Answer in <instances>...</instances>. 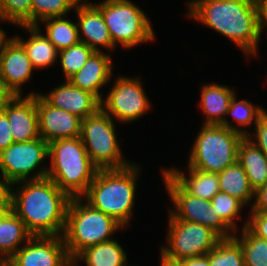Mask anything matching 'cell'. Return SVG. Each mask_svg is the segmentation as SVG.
<instances>
[{"instance_id":"7dc6e473","label":"cell","mask_w":267,"mask_h":266,"mask_svg":"<svg viewBox=\"0 0 267 266\" xmlns=\"http://www.w3.org/2000/svg\"><path fill=\"white\" fill-rule=\"evenodd\" d=\"M77 5H81L82 0H74Z\"/></svg>"},{"instance_id":"8992f818","label":"cell","mask_w":267,"mask_h":266,"mask_svg":"<svg viewBox=\"0 0 267 266\" xmlns=\"http://www.w3.org/2000/svg\"><path fill=\"white\" fill-rule=\"evenodd\" d=\"M245 135L221 125H202L190 150L188 168L220 173L235 164Z\"/></svg>"},{"instance_id":"5bb4252c","label":"cell","mask_w":267,"mask_h":266,"mask_svg":"<svg viewBox=\"0 0 267 266\" xmlns=\"http://www.w3.org/2000/svg\"><path fill=\"white\" fill-rule=\"evenodd\" d=\"M34 94H36L39 133L48 144L54 140L80 136L82 118L52 106L40 93L32 92L28 95Z\"/></svg>"},{"instance_id":"d4e9b609","label":"cell","mask_w":267,"mask_h":266,"mask_svg":"<svg viewBox=\"0 0 267 266\" xmlns=\"http://www.w3.org/2000/svg\"><path fill=\"white\" fill-rule=\"evenodd\" d=\"M32 236L24 222L10 209L0 220L1 256L8 261Z\"/></svg>"},{"instance_id":"3957f363","label":"cell","mask_w":267,"mask_h":266,"mask_svg":"<svg viewBox=\"0 0 267 266\" xmlns=\"http://www.w3.org/2000/svg\"><path fill=\"white\" fill-rule=\"evenodd\" d=\"M138 168L131 163L121 169H99L82 198L127 227L135 203Z\"/></svg>"},{"instance_id":"d6986e66","label":"cell","mask_w":267,"mask_h":266,"mask_svg":"<svg viewBox=\"0 0 267 266\" xmlns=\"http://www.w3.org/2000/svg\"><path fill=\"white\" fill-rule=\"evenodd\" d=\"M111 63L112 58L109 54L102 51L94 52L85 65L68 81L72 85L94 94L102 101L100 89L111 80L113 75V65Z\"/></svg>"},{"instance_id":"ab89813d","label":"cell","mask_w":267,"mask_h":266,"mask_svg":"<svg viewBox=\"0 0 267 266\" xmlns=\"http://www.w3.org/2000/svg\"><path fill=\"white\" fill-rule=\"evenodd\" d=\"M172 266H210L208 254L182 259L171 263Z\"/></svg>"},{"instance_id":"60d3db41","label":"cell","mask_w":267,"mask_h":266,"mask_svg":"<svg viewBox=\"0 0 267 266\" xmlns=\"http://www.w3.org/2000/svg\"><path fill=\"white\" fill-rule=\"evenodd\" d=\"M260 32L267 26V0H256Z\"/></svg>"},{"instance_id":"f1b7e54d","label":"cell","mask_w":267,"mask_h":266,"mask_svg":"<svg viewBox=\"0 0 267 266\" xmlns=\"http://www.w3.org/2000/svg\"><path fill=\"white\" fill-rule=\"evenodd\" d=\"M242 235H233L239 242L245 266H267V241L254 235L247 227H243Z\"/></svg>"},{"instance_id":"9c48e42d","label":"cell","mask_w":267,"mask_h":266,"mask_svg":"<svg viewBox=\"0 0 267 266\" xmlns=\"http://www.w3.org/2000/svg\"><path fill=\"white\" fill-rule=\"evenodd\" d=\"M168 227V246H161L160 249L161 261L167 264L205 255L221 239L210 227L176 219L170 212Z\"/></svg>"},{"instance_id":"52a82bcc","label":"cell","mask_w":267,"mask_h":266,"mask_svg":"<svg viewBox=\"0 0 267 266\" xmlns=\"http://www.w3.org/2000/svg\"><path fill=\"white\" fill-rule=\"evenodd\" d=\"M104 17L113 44L132 48L154 40L155 33L147 15L130 0H105L94 4Z\"/></svg>"},{"instance_id":"ffe728a7","label":"cell","mask_w":267,"mask_h":266,"mask_svg":"<svg viewBox=\"0 0 267 266\" xmlns=\"http://www.w3.org/2000/svg\"><path fill=\"white\" fill-rule=\"evenodd\" d=\"M233 89L219 84H205L201 90V109L206 118L203 125H221L236 131V127L225 118L230 102L235 95Z\"/></svg>"},{"instance_id":"d590c367","label":"cell","mask_w":267,"mask_h":266,"mask_svg":"<svg viewBox=\"0 0 267 266\" xmlns=\"http://www.w3.org/2000/svg\"><path fill=\"white\" fill-rule=\"evenodd\" d=\"M253 136L252 142L267 156V111L257 119Z\"/></svg>"},{"instance_id":"f546056e","label":"cell","mask_w":267,"mask_h":266,"mask_svg":"<svg viewBox=\"0 0 267 266\" xmlns=\"http://www.w3.org/2000/svg\"><path fill=\"white\" fill-rule=\"evenodd\" d=\"M76 7L74 0H32L31 26H37L38 20L65 16Z\"/></svg>"},{"instance_id":"1f68e13d","label":"cell","mask_w":267,"mask_h":266,"mask_svg":"<svg viewBox=\"0 0 267 266\" xmlns=\"http://www.w3.org/2000/svg\"><path fill=\"white\" fill-rule=\"evenodd\" d=\"M266 110L260 106H254L247 100H239L237 101L236 94L232 98L230 102L229 109L227 111V115H232L233 119H235L237 126L236 131L247 136L248 130L245 128L242 130L240 126H251V124H256L257 119L265 112ZM254 121V123H253Z\"/></svg>"},{"instance_id":"9a60e30c","label":"cell","mask_w":267,"mask_h":266,"mask_svg":"<svg viewBox=\"0 0 267 266\" xmlns=\"http://www.w3.org/2000/svg\"><path fill=\"white\" fill-rule=\"evenodd\" d=\"M11 127L14 142H28L40 138L36 94L13 96L2 108Z\"/></svg>"},{"instance_id":"f35d334b","label":"cell","mask_w":267,"mask_h":266,"mask_svg":"<svg viewBox=\"0 0 267 266\" xmlns=\"http://www.w3.org/2000/svg\"><path fill=\"white\" fill-rule=\"evenodd\" d=\"M0 181V208H11L12 184L4 177Z\"/></svg>"},{"instance_id":"e575fe53","label":"cell","mask_w":267,"mask_h":266,"mask_svg":"<svg viewBox=\"0 0 267 266\" xmlns=\"http://www.w3.org/2000/svg\"><path fill=\"white\" fill-rule=\"evenodd\" d=\"M244 223L254 235L267 241V213L251 212V217Z\"/></svg>"},{"instance_id":"83f0119b","label":"cell","mask_w":267,"mask_h":266,"mask_svg":"<svg viewBox=\"0 0 267 266\" xmlns=\"http://www.w3.org/2000/svg\"><path fill=\"white\" fill-rule=\"evenodd\" d=\"M207 254L210 266H245L242 248L234 237L221 238Z\"/></svg>"},{"instance_id":"4316f807","label":"cell","mask_w":267,"mask_h":266,"mask_svg":"<svg viewBox=\"0 0 267 266\" xmlns=\"http://www.w3.org/2000/svg\"><path fill=\"white\" fill-rule=\"evenodd\" d=\"M45 23L46 37L58 51L80 42L77 23L62 17L42 20Z\"/></svg>"},{"instance_id":"d6a6232c","label":"cell","mask_w":267,"mask_h":266,"mask_svg":"<svg viewBox=\"0 0 267 266\" xmlns=\"http://www.w3.org/2000/svg\"><path fill=\"white\" fill-rule=\"evenodd\" d=\"M211 205L215 207L216 213L236 232L237 222L235 218H240V212L245 205L228 193L219 191L212 199Z\"/></svg>"},{"instance_id":"ee69618b","label":"cell","mask_w":267,"mask_h":266,"mask_svg":"<svg viewBox=\"0 0 267 266\" xmlns=\"http://www.w3.org/2000/svg\"><path fill=\"white\" fill-rule=\"evenodd\" d=\"M11 208H0V220Z\"/></svg>"},{"instance_id":"e0dca14e","label":"cell","mask_w":267,"mask_h":266,"mask_svg":"<svg viewBox=\"0 0 267 266\" xmlns=\"http://www.w3.org/2000/svg\"><path fill=\"white\" fill-rule=\"evenodd\" d=\"M41 96L52 106L84 119L101 108V101L92 93L72 85L68 80Z\"/></svg>"},{"instance_id":"7402d4cb","label":"cell","mask_w":267,"mask_h":266,"mask_svg":"<svg viewBox=\"0 0 267 266\" xmlns=\"http://www.w3.org/2000/svg\"><path fill=\"white\" fill-rule=\"evenodd\" d=\"M20 27L30 32V38L25 41L17 35L13 37L23 46L34 69L47 68L56 63L58 50L45 35H42L39 25Z\"/></svg>"},{"instance_id":"277c9868","label":"cell","mask_w":267,"mask_h":266,"mask_svg":"<svg viewBox=\"0 0 267 266\" xmlns=\"http://www.w3.org/2000/svg\"><path fill=\"white\" fill-rule=\"evenodd\" d=\"M48 157L51 166L47 177L70 198L82 197L99 170L91 161L80 136L50 142Z\"/></svg>"},{"instance_id":"44dd1931","label":"cell","mask_w":267,"mask_h":266,"mask_svg":"<svg viewBox=\"0 0 267 266\" xmlns=\"http://www.w3.org/2000/svg\"><path fill=\"white\" fill-rule=\"evenodd\" d=\"M253 139L249 133L243 137L238 148L237 162L243 167L255 191L267 182V156L252 142Z\"/></svg>"},{"instance_id":"603a6c76","label":"cell","mask_w":267,"mask_h":266,"mask_svg":"<svg viewBox=\"0 0 267 266\" xmlns=\"http://www.w3.org/2000/svg\"><path fill=\"white\" fill-rule=\"evenodd\" d=\"M71 261L72 266H77L80 261L86 266H128L125 251L114 239L86 247Z\"/></svg>"},{"instance_id":"7bdbcfd3","label":"cell","mask_w":267,"mask_h":266,"mask_svg":"<svg viewBox=\"0 0 267 266\" xmlns=\"http://www.w3.org/2000/svg\"><path fill=\"white\" fill-rule=\"evenodd\" d=\"M0 20H1V21H6V20L2 19L1 17H0ZM9 40H10V38L8 37V38L6 39V33L4 32V30H3L2 28H0V53L2 52V50H3L4 46H5V44H6Z\"/></svg>"},{"instance_id":"ba28073f","label":"cell","mask_w":267,"mask_h":266,"mask_svg":"<svg viewBox=\"0 0 267 266\" xmlns=\"http://www.w3.org/2000/svg\"><path fill=\"white\" fill-rule=\"evenodd\" d=\"M80 138L98 169H121L131 164L122 156L113 119L102 108L82 119Z\"/></svg>"},{"instance_id":"484cf974","label":"cell","mask_w":267,"mask_h":266,"mask_svg":"<svg viewBox=\"0 0 267 266\" xmlns=\"http://www.w3.org/2000/svg\"><path fill=\"white\" fill-rule=\"evenodd\" d=\"M218 178L221 192L237 198L244 205L253 201L254 190L249 184L243 167L238 162L218 173Z\"/></svg>"},{"instance_id":"30bf717a","label":"cell","mask_w":267,"mask_h":266,"mask_svg":"<svg viewBox=\"0 0 267 266\" xmlns=\"http://www.w3.org/2000/svg\"><path fill=\"white\" fill-rule=\"evenodd\" d=\"M162 176L170 201L174 204V210H170V213L176 219L210 227L221 238L233 237L236 234L216 213L210 201L189 194L165 169Z\"/></svg>"},{"instance_id":"6da1fadb","label":"cell","mask_w":267,"mask_h":266,"mask_svg":"<svg viewBox=\"0 0 267 266\" xmlns=\"http://www.w3.org/2000/svg\"><path fill=\"white\" fill-rule=\"evenodd\" d=\"M17 184L20 190L11 189V210L27 230L33 236H62L71 198L48 177L12 186Z\"/></svg>"},{"instance_id":"b9f144b4","label":"cell","mask_w":267,"mask_h":266,"mask_svg":"<svg viewBox=\"0 0 267 266\" xmlns=\"http://www.w3.org/2000/svg\"><path fill=\"white\" fill-rule=\"evenodd\" d=\"M12 92L6 87L0 72V110L13 97Z\"/></svg>"},{"instance_id":"4fadbf2b","label":"cell","mask_w":267,"mask_h":266,"mask_svg":"<svg viewBox=\"0 0 267 266\" xmlns=\"http://www.w3.org/2000/svg\"><path fill=\"white\" fill-rule=\"evenodd\" d=\"M7 266H72L62 236H32Z\"/></svg>"},{"instance_id":"8fae6325","label":"cell","mask_w":267,"mask_h":266,"mask_svg":"<svg viewBox=\"0 0 267 266\" xmlns=\"http://www.w3.org/2000/svg\"><path fill=\"white\" fill-rule=\"evenodd\" d=\"M48 157V143L42 138L28 142H14L0 151V170L11 184L23 180H37L47 177L48 167L35 170ZM33 174L30 176V173ZM28 177V178H27Z\"/></svg>"},{"instance_id":"74e56055","label":"cell","mask_w":267,"mask_h":266,"mask_svg":"<svg viewBox=\"0 0 267 266\" xmlns=\"http://www.w3.org/2000/svg\"><path fill=\"white\" fill-rule=\"evenodd\" d=\"M254 198L251 212L267 213V182L254 191Z\"/></svg>"},{"instance_id":"8d00e7d4","label":"cell","mask_w":267,"mask_h":266,"mask_svg":"<svg viewBox=\"0 0 267 266\" xmlns=\"http://www.w3.org/2000/svg\"><path fill=\"white\" fill-rule=\"evenodd\" d=\"M14 143L11 134V127L7 115L3 110H0V151L6 149Z\"/></svg>"},{"instance_id":"bcb514c9","label":"cell","mask_w":267,"mask_h":266,"mask_svg":"<svg viewBox=\"0 0 267 266\" xmlns=\"http://www.w3.org/2000/svg\"><path fill=\"white\" fill-rule=\"evenodd\" d=\"M160 266H172V265L171 264H167V263L161 261V265Z\"/></svg>"},{"instance_id":"7a4b0ae2","label":"cell","mask_w":267,"mask_h":266,"mask_svg":"<svg viewBox=\"0 0 267 266\" xmlns=\"http://www.w3.org/2000/svg\"><path fill=\"white\" fill-rule=\"evenodd\" d=\"M191 19L216 30L237 44L247 57L256 55L261 32L256 2L248 0H192Z\"/></svg>"},{"instance_id":"4dcf8cb0","label":"cell","mask_w":267,"mask_h":266,"mask_svg":"<svg viewBox=\"0 0 267 266\" xmlns=\"http://www.w3.org/2000/svg\"><path fill=\"white\" fill-rule=\"evenodd\" d=\"M94 52L95 51L92 48L83 42H79L69 48L58 51V55H60V65L64 72L65 80H68L78 72Z\"/></svg>"},{"instance_id":"836d02e7","label":"cell","mask_w":267,"mask_h":266,"mask_svg":"<svg viewBox=\"0 0 267 266\" xmlns=\"http://www.w3.org/2000/svg\"><path fill=\"white\" fill-rule=\"evenodd\" d=\"M32 0H0V17L17 26L31 25Z\"/></svg>"},{"instance_id":"7c38bea8","label":"cell","mask_w":267,"mask_h":266,"mask_svg":"<svg viewBox=\"0 0 267 266\" xmlns=\"http://www.w3.org/2000/svg\"><path fill=\"white\" fill-rule=\"evenodd\" d=\"M106 97L101 101V108L118 122L135 121L151 107L140 78L137 77H118Z\"/></svg>"},{"instance_id":"5b68a950","label":"cell","mask_w":267,"mask_h":266,"mask_svg":"<svg viewBox=\"0 0 267 266\" xmlns=\"http://www.w3.org/2000/svg\"><path fill=\"white\" fill-rule=\"evenodd\" d=\"M125 228L115 218L92 207L82 197L71 198L62 234L68 257L72 260L86 247L112 240L111 235Z\"/></svg>"},{"instance_id":"f6af8a7d","label":"cell","mask_w":267,"mask_h":266,"mask_svg":"<svg viewBox=\"0 0 267 266\" xmlns=\"http://www.w3.org/2000/svg\"><path fill=\"white\" fill-rule=\"evenodd\" d=\"M0 266H7V261L0 254Z\"/></svg>"},{"instance_id":"ac0fdd59","label":"cell","mask_w":267,"mask_h":266,"mask_svg":"<svg viewBox=\"0 0 267 266\" xmlns=\"http://www.w3.org/2000/svg\"><path fill=\"white\" fill-rule=\"evenodd\" d=\"M75 10L79 19L77 26L80 42L85 43L95 52L101 51L99 46L111 50L115 48L102 12L94 4L84 0Z\"/></svg>"},{"instance_id":"2e32d148","label":"cell","mask_w":267,"mask_h":266,"mask_svg":"<svg viewBox=\"0 0 267 266\" xmlns=\"http://www.w3.org/2000/svg\"><path fill=\"white\" fill-rule=\"evenodd\" d=\"M34 67L23 46L14 38L0 53V72L6 87L15 95H22L21 86L32 76Z\"/></svg>"},{"instance_id":"cb8c5ba5","label":"cell","mask_w":267,"mask_h":266,"mask_svg":"<svg viewBox=\"0 0 267 266\" xmlns=\"http://www.w3.org/2000/svg\"><path fill=\"white\" fill-rule=\"evenodd\" d=\"M189 178L176 168L166 171L191 195L211 201L220 191L217 173H209L201 170L188 168Z\"/></svg>"}]
</instances>
